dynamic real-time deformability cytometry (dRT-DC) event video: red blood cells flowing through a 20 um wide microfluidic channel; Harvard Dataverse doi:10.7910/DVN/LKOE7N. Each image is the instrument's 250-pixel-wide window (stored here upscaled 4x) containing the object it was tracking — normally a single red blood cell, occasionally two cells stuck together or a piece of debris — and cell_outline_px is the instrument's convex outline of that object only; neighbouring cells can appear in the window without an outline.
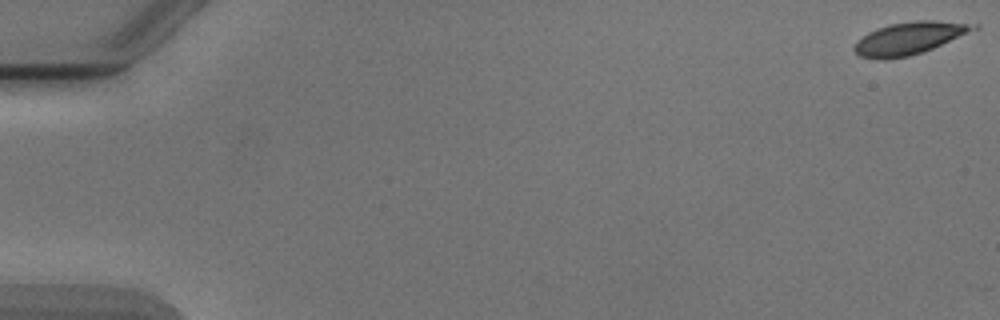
{"species": "Egyptian fruit bat (a non-hibernating species)", "species_latin": "Rousettus aegyptiacus", "temperature_condition": "cold", "stored_images_in_passage": 13, "camera_frame_rate_fps": 3000, "um_per_image_px": 0.085, "animal": {"sex": "male"}, "frame": {"image": 1, "passage_image": 1, "time_ms": 0.0, "image_size_px": [1000, 320], "cell_outline_px": [[980, 28], [932, 48], [908, 56], [884, 60], [880, 60], [860, 56], [852, 48], [868, 32], [876, 28], [888, 24], [916, 20], [936, 20], [980, 24]], "centroid_in_image_um": [77.32, 3.23], "position_along_channel_um": 7.7, "area_um2": 22.43}}